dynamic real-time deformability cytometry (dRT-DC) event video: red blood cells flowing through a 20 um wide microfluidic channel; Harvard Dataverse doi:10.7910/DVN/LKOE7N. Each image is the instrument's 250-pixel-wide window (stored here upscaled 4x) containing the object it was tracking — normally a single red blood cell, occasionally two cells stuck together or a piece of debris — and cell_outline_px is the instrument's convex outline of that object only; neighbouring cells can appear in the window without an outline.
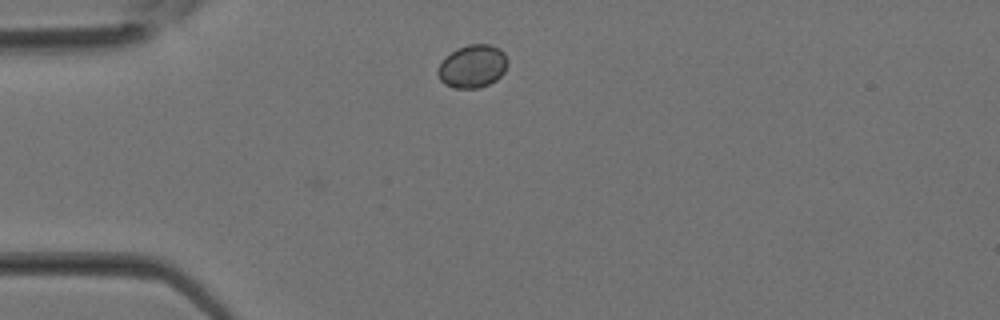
{"species": "Egyptian fruit bat (a non-hibernating species)", "species_latin": "Rousettus aegyptiacus", "temperature_condition": "room temperature", "stored_images_in_passage": 25, "camera_frame_rate_fps": 3000, "um_per_image_px": 0.085, "animal": {"sex": "female"}, "frame": {"image": 1, "passage_image": 1, "time_ms": 0.0, "image_size_px": [1000, 320], "cell_outline_px": [[508, 64], [504, 72], [496, 80], [488, 84], [476, 88], [452, 88], [444, 84], [440, 80], [436, 72], [440, 64], [456, 48], [468, 44], [488, 44], [500, 48], [504, 52], [508, 60]], "centroid_in_image_um": [40.18, 5.63], "position_along_channel_um": 44.8, "area_um2": 17.51}}
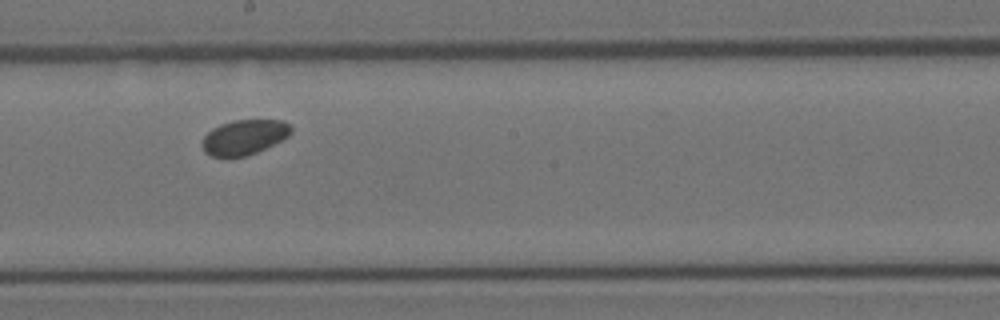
{"frame": {"image": 2, "passage_image": 11, "time_ms": 3.333, "image_size_px": [1000, 320], "cell_outline_px": [[292, 132], [288, 136], [256, 152], [244, 156], [228, 160], [212, 156], [204, 152], [204, 136], [212, 128], [220, 124], [232, 120], [284, 120], [292, 128]], "centroid_in_image_um": [20.73, 11.68], "position_along_channel_um": 227.5, "area_um2": 18.21}}
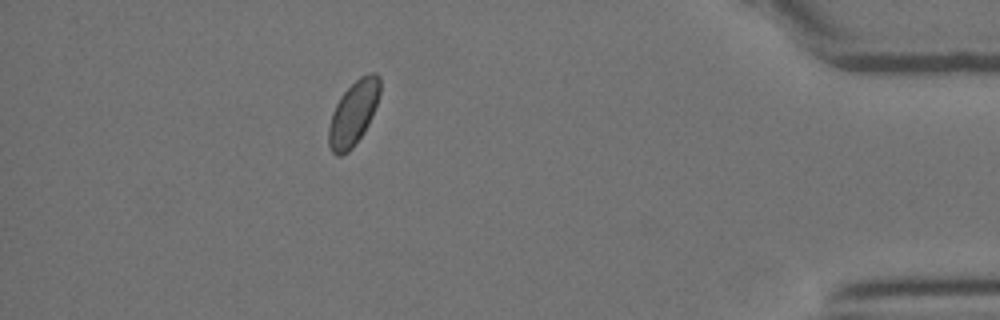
{"frame": {"image": 3, "passage_image": 22, "time_ms": 7.0, "image_size_px": [1000, 320], "cell_outline_px": [[380, 92], [372, 116], [364, 132], [352, 148], [348, 152], [340, 156], [336, 156], [332, 152], [328, 144], [328, 128], [332, 112], [336, 104], [344, 92], [360, 76], [368, 72], [376, 72], [380, 76]], "centroid_in_image_um": [30.03, 9.63], "position_along_channel_um": 405.2, "area_um2": 19.25}}